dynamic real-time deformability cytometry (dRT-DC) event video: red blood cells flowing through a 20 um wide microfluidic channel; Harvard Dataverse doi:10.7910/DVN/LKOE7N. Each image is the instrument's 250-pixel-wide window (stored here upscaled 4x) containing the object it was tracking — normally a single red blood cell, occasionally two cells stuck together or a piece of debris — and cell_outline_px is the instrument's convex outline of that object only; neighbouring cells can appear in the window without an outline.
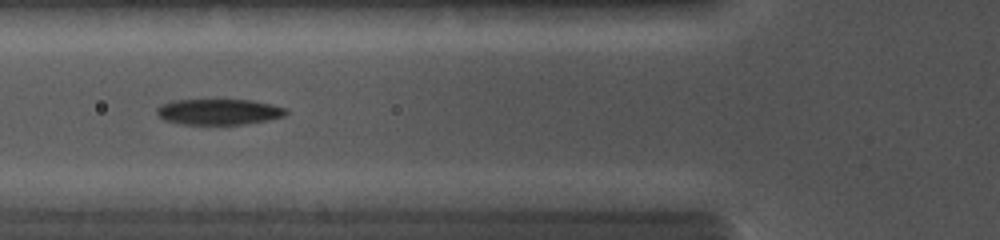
{"species": "common noctule bat (a hibernating species)", "species_latin": "Nyctalus noctula", "temperature_condition": "cold", "stored_images_in_passage": 10, "camera_frame_rate_fps": 5000, "um_per_image_px": 0.085, "animal": {"sex": "female", "body_mass_g": 19.0, "forearm_length_mm": 56.7}, "frame": {"image": 1, "passage_image": 9, "time_ms": 4.4, "image_size_px": [1000, 240], "cell_outline_px": [[288, 112], [284, 116], [268, 120], [244, 124], [180, 124], [164, 120], [156, 112], [156, 108], [160, 104], [172, 100], [252, 100], [284, 108]], "centroid_in_image_um": [18.55, 9.5], "position_along_channel_um": 107.3, "area_um2": 19.31}}